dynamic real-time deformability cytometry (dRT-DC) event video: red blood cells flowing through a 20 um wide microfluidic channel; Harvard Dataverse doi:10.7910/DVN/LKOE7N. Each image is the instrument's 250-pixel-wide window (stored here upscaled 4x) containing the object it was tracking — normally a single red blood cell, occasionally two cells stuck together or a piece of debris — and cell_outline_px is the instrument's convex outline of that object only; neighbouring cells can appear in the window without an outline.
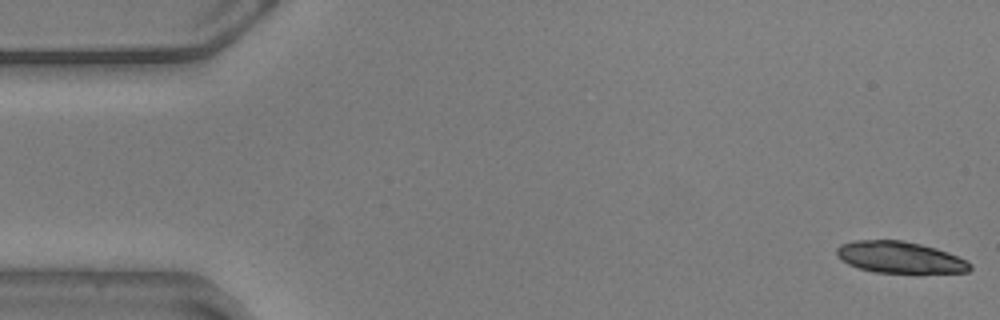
{"species": "common noctule bat (a hibernating species)", "species_latin": "Nyctalus noctula", "temperature_condition": "warm", "stored_images_in_passage": 55, "camera_frame_rate_fps": 3000, "um_per_image_px": 0.085, "animal": {"sex": "male", "body_mass_g": 20.5, "forearm_length_mm": 52.5}, "frame": {"image": 1, "passage_image": 1, "time_ms": 0.0, "image_size_px": [1000, 320], "cell_outline_px": [[972, 268], [968, 272], [920, 276], [916, 276], [876, 272], [860, 268], [848, 264], [836, 256], [836, 248], [840, 244], [852, 240], [904, 240], [936, 248], [948, 252], [972, 264]], "centroid_in_image_um": [76.54, 21.93], "position_along_channel_um": 8.5, "area_um2": 25.72}}
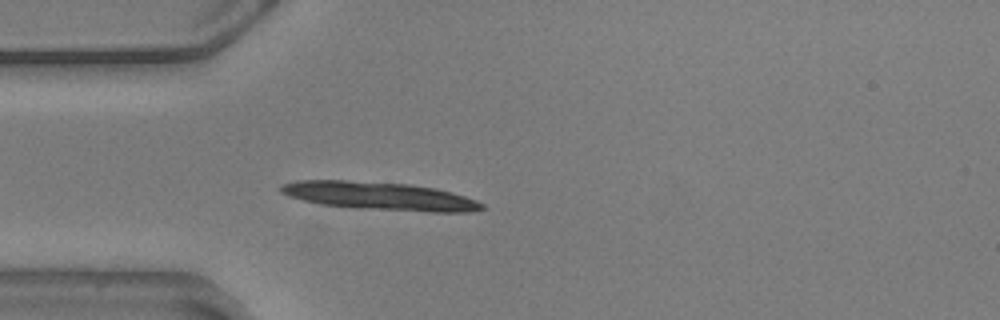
{"frame": {"image": 2, "passage_image": 15, "time_ms": 4.667, "image_size_px": [1000, 320], "cell_outline_px": [[484, 208], [472, 212], [432, 212], [320, 204], [288, 196], [280, 192], [280, 184], [296, 180], [344, 180], [408, 184], [436, 188], [452, 192], [476, 200], [484, 204]], "centroid_in_image_um": [32.28, 16.64], "position_along_channel_um": 52.7, "area_um2": 32.37}}